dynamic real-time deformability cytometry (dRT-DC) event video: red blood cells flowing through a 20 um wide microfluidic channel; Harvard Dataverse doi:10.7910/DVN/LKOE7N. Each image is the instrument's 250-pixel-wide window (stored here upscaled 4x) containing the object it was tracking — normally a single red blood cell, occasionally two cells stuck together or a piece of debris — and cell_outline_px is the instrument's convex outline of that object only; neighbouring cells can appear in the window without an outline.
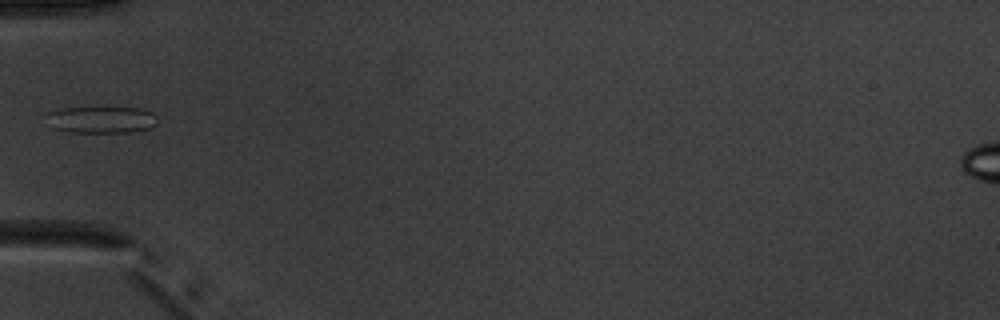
{"species": "common noctule bat (a hibernating species)", "species_latin": "Nyctalus noctula", "temperature_condition": "warm", "stored_images_in_passage": 6, "camera_frame_rate_fps": 3000, "um_per_image_px": 0.085, "animal": {"sex": "male", "body_mass_g": 20.1, "forearm_length_mm": 53.5}, "frame": {"image": 1, "passage_image": 6, "time_ms": 5.667, "image_size_px": [1000, 320], "cell_outline_px": [[156, 124], [152, 128], [128, 132], [68, 132], [52, 128], [48, 112], [60, 108], [140, 108], [152, 112], [156, 116]], "centroid_in_image_um": [8.65, 10.18], "position_along_channel_um": 76.3, "area_um2": 17.11}}